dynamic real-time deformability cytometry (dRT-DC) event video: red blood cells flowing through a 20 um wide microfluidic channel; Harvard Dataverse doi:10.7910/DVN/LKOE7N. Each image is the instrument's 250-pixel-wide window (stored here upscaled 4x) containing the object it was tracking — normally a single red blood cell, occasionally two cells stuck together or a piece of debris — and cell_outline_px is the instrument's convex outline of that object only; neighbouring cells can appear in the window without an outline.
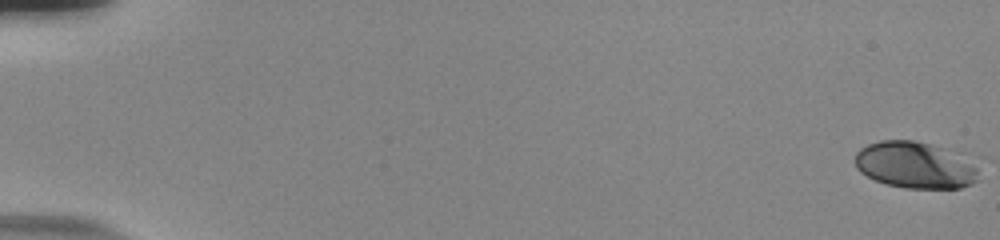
{"species": "human", "species_latin": "Homo sapiens", "temperature_condition": "room temperature", "stored_images_in_passage": 56, "camera_frame_rate_fps": 3000, "um_per_image_px": 0.085, "donor": {"sex": "male"}, "frame": {"image": 1, "passage_image": 1, "time_ms": 0.0, "image_size_px": [1000, 240], "cell_outline_px": [[976, 180], [972, 184], [960, 188], [904, 188], [888, 184], [876, 180], [860, 172], [856, 168], [856, 152], [860, 148], [868, 144], [880, 140], [912, 140], [928, 144], [940, 148], [976, 168]], "centroid_in_image_um": [77.65, 14.05], "position_along_channel_um": 7.3, "area_um2": 32.37}}
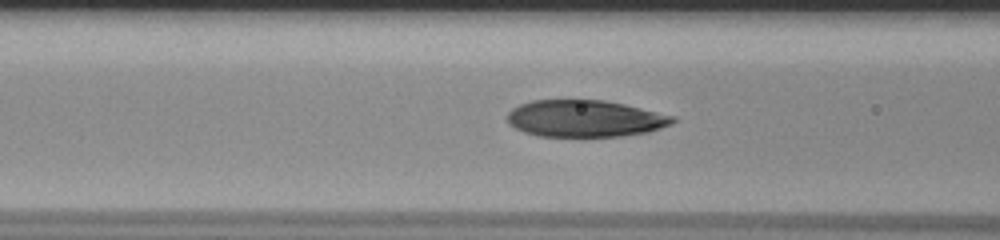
{"frame": {"image": 2, "passage_image": 25, "time_ms": 8.0, "image_size_px": [1000, 240], "cell_outline_px": [[676, 120], [672, 124], [648, 132], [620, 136], [536, 136], [524, 132], [508, 124], [508, 112], [512, 108], [520, 104], [532, 100], [604, 100], [624, 104], [676, 116]], "centroid_in_image_um": [49.72, 10.07], "position_along_channel_um": 116.9, "area_um2": 35.55}}
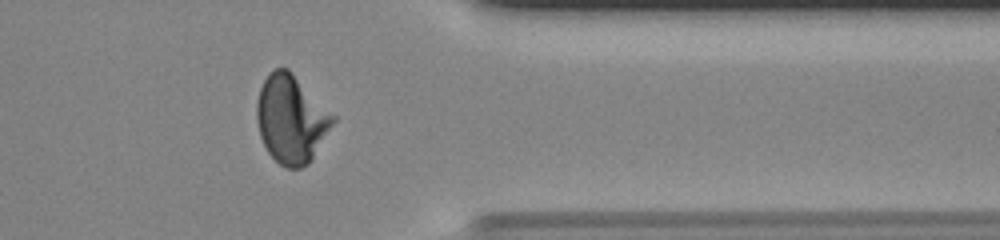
{"frame": {"image": 3, "passage_image": 47, "time_ms": 15.333, "image_size_px": [1000, 240], "cell_outline_px": [[336, 120], [312, 160], [308, 164], [300, 168], [288, 168], [280, 164], [268, 152], [260, 136], [256, 120], [256, 104], [260, 88], [268, 72], [276, 68], [288, 68], [336, 116]], "centroid_in_image_um": [24.76, 10.12], "position_along_channel_um": 386.6, "area_um2": 39.19}, "authors_computed_cell_mechanics": {"area_um2": 36.0961, "velocity_mm_per_s": 3.7807, "shape_relaxation_time_tau1_ms": 5.9018, "shape_relaxation_time_tau2_ms": 0.769, "deformation_change_tau1": 0.2458, "deformation_change_tau2": 0.0587}}